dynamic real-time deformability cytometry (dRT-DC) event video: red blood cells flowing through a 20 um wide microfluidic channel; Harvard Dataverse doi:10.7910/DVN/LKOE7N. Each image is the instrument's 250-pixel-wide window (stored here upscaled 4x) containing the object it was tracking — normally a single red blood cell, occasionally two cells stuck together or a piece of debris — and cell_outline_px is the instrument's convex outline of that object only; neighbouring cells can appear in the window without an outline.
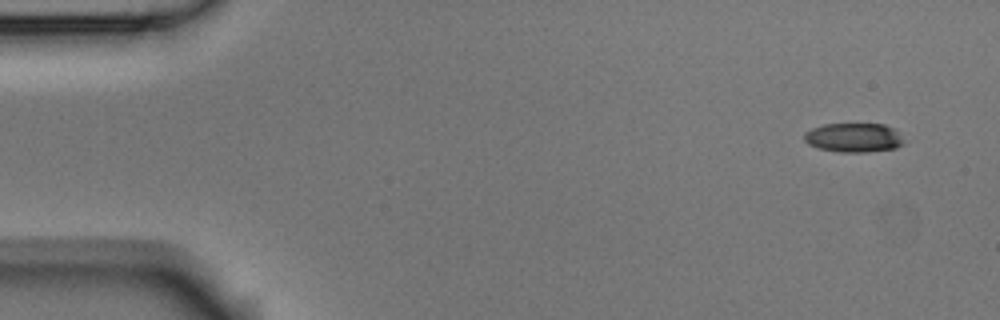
{"species": "Egyptian fruit bat (a non-hibernating species)", "species_latin": "Rousettus aegyptiacus", "temperature_condition": "room temperature", "stored_images_in_passage": 7, "camera_frame_rate_fps": 3000, "um_per_image_px": 0.085, "animal": {"sex": "male"}, "frame": {"image": 1, "passage_image": 1, "time_ms": 0.0, "image_size_px": [1000, 320], "cell_outline_px": [[904, 144], [896, 148], [864, 152], [840, 152], [820, 148], [808, 144], [804, 140], [804, 132], [812, 128], [824, 124], [884, 124], [892, 128], [904, 140]], "centroid_in_image_um": [72.55, 11.7], "position_along_channel_um": 12.5, "area_um2": 16.82}}
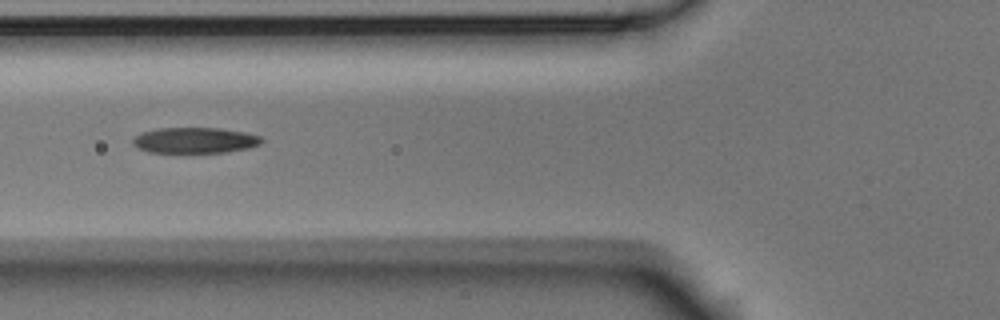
{"frame": {"image": 2, "passage_image": 6, "time_ms": 1.667, "image_size_px": [1000, 320], "cell_outline_px": [[264, 140], [260, 144], [248, 148], [224, 152], [148, 152], [132, 144], [132, 140], [136, 136], [144, 132], [156, 128], [220, 128], [244, 132], [260, 136]], "centroid_in_image_um": [16.58, 11.92], "position_along_channel_um": 109.2, "area_um2": 19.13}}
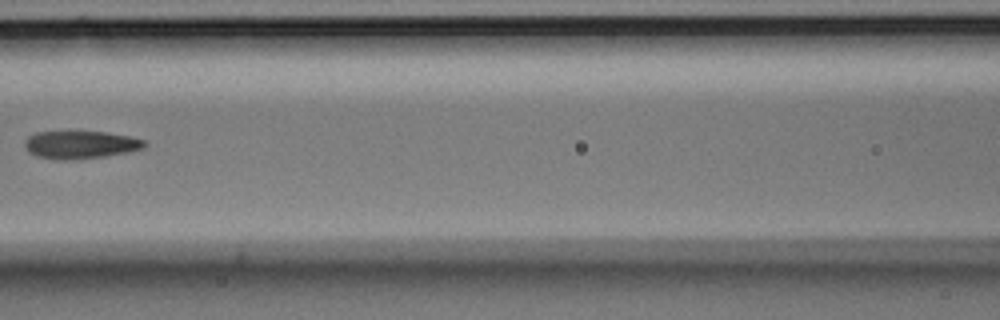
{"frame": {"image": 3, "passage_image": 7, "time_ms": 2.0, "image_size_px": [1000, 320], "cell_outline_px": [[148, 144], [144, 148], [128, 152], [104, 156], [72, 160], [56, 160], [36, 156], [28, 152], [24, 144], [24, 140], [28, 136], [36, 132], [108, 132], [128, 136], [144, 140]], "centroid_in_image_um": [6.82, 12.31], "position_along_channel_um": 159.8, "area_um2": 19.48}}